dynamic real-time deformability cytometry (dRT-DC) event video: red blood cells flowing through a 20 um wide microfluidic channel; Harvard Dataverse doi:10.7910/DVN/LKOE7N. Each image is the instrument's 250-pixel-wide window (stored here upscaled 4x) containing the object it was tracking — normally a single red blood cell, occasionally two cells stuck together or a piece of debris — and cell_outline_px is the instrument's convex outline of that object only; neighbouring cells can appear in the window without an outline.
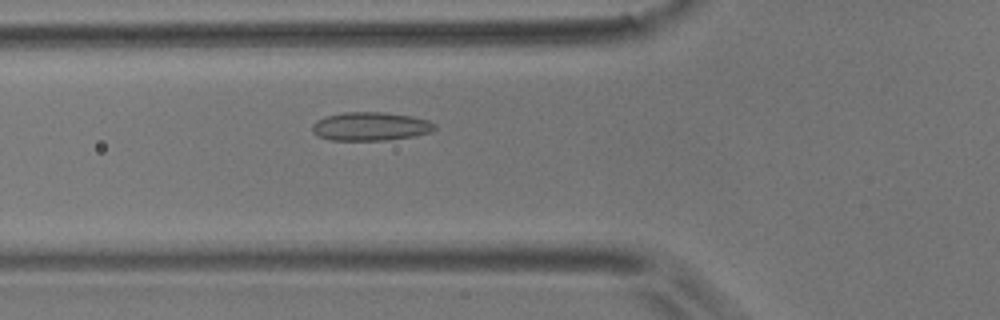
{"species": "common noctule bat (a hibernating species)", "species_latin": "Nyctalus noctula", "temperature_condition": "room temperature", "stored_images_in_passage": 49, "camera_frame_rate_fps": 3000, "um_per_image_px": 0.085, "animal": {"sex": "male", "body_mass_g": 17.9}, "frame": {"image": 1, "passage_image": 16, "time_ms": 5.0, "image_size_px": [1000, 320], "cell_outline_px": [[436, 128], [432, 132], [412, 136], [388, 140], [332, 140], [316, 136], [312, 132], [312, 124], [316, 120], [324, 116], [344, 112], [384, 112], [412, 116], [428, 120], [436, 124]], "centroid_in_image_um": [31.47, 10.74], "position_along_channel_um": 94.3, "area_um2": 20.58}}
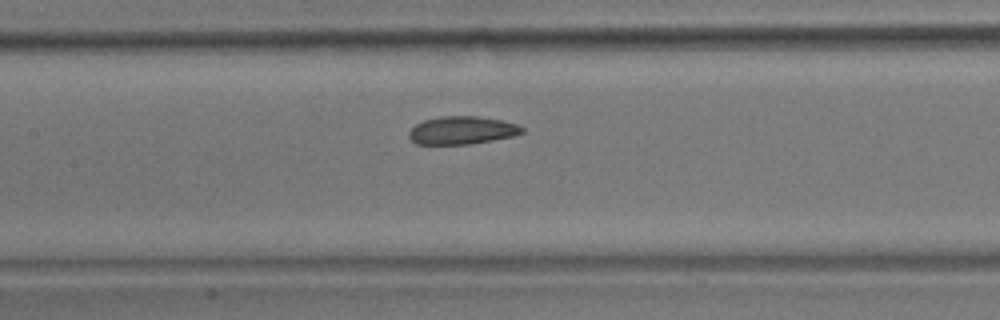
{"frame": {"image": 2, "passage_image": 22, "time_ms": 7.0, "image_size_px": [1000, 320], "cell_outline_px": [[524, 132], [516, 136], [468, 144], [416, 144], [408, 136], [408, 132], [416, 124], [424, 120], [440, 116], [480, 116], [500, 120], [516, 124], [524, 128]], "centroid_in_image_um": [39.28, 11.07], "position_along_channel_um": 168.1, "area_um2": 18.44}}
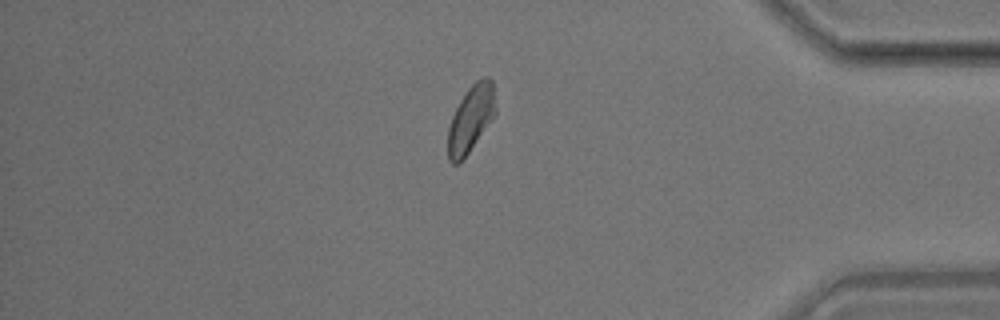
{"frame": {"image": 3, "passage_image": 43, "time_ms": 14.0, "image_size_px": [1000, 320], "cell_outline_px": [[496, 112], [492, 120], [468, 152], [456, 164], [452, 164], [448, 160], [448, 128], [452, 116], [460, 100], [468, 88], [476, 80], [484, 76], [488, 76], [492, 80], [496, 108]], "centroid_in_image_um": [40.03, 10.06], "position_along_channel_um": 395.2, "area_um2": 18.32}}